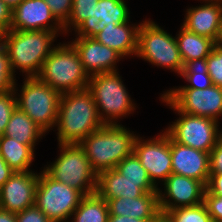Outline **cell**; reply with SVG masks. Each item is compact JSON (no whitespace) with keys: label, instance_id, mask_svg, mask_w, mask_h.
Segmentation results:
<instances>
[{"label":"cell","instance_id":"e575fe53","mask_svg":"<svg viewBox=\"0 0 222 222\" xmlns=\"http://www.w3.org/2000/svg\"><path fill=\"white\" fill-rule=\"evenodd\" d=\"M203 203L213 222L222 221V196L212 195L206 190Z\"/></svg>","mask_w":222,"mask_h":222},{"label":"cell","instance_id":"5b68a950","mask_svg":"<svg viewBox=\"0 0 222 222\" xmlns=\"http://www.w3.org/2000/svg\"><path fill=\"white\" fill-rule=\"evenodd\" d=\"M56 161L44 167L53 179L77 189L84 196L96 193L97 174L90 165L84 149L79 144H59Z\"/></svg>","mask_w":222,"mask_h":222},{"label":"cell","instance_id":"7a4b0ae2","mask_svg":"<svg viewBox=\"0 0 222 222\" xmlns=\"http://www.w3.org/2000/svg\"><path fill=\"white\" fill-rule=\"evenodd\" d=\"M56 32L48 30L19 31L9 29L0 34L13 72L20 69L25 77H36L44 61L55 48Z\"/></svg>","mask_w":222,"mask_h":222},{"label":"cell","instance_id":"5bb4252c","mask_svg":"<svg viewBox=\"0 0 222 222\" xmlns=\"http://www.w3.org/2000/svg\"><path fill=\"white\" fill-rule=\"evenodd\" d=\"M54 21V22H53ZM52 22L53 24H51ZM10 29L19 31L48 30L64 32L44 0H23L12 10Z\"/></svg>","mask_w":222,"mask_h":222},{"label":"cell","instance_id":"836d02e7","mask_svg":"<svg viewBox=\"0 0 222 222\" xmlns=\"http://www.w3.org/2000/svg\"><path fill=\"white\" fill-rule=\"evenodd\" d=\"M55 18L64 25L72 12L73 0H44Z\"/></svg>","mask_w":222,"mask_h":222},{"label":"cell","instance_id":"277c9868","mask_svg":"<svg viewBox=\"0 0 222 222\" xmlns=\"http://www.w3.org/2000/svg\"><path fill=\"white\" fill-rule=\"evenodd\" d=\"M36 77L61 94L86 89L90 79L70 43L57 44Z\"/></svg>","mask_w":222,"mask_h":222},{"label":"cell","instance_id":"9a60e30c","mask_svg":"<svg viewBox=\"0 0 222 222\" xmlns=\"http://www.w3.org/2000/svg\"><path fill=\"white\" fill-rule=\"evenodd\" d=\"M39 174L14 172L0 188V209L17 213L35 205Z\"/></svg>","mask_w":222,"mask_h":222},{"label":"cell","instance_id":"cb8c5ba5","mask_svg":"<svg viewBox=\"0 0 222 222\" xmlns=\"http://www.w3.org/2000/svg\"><path fill=\"white\" fill-rule=\"evenodd\" d=\"M3 135L17 139L19 143L28 145L34 150L37 140L45 135V133L26 113L16 107L11 114Z\"/></svg>","mask_w":222,"mask_h":222},{"label":"cell","instance_id":"6da1fadb","mask_svg":"<svg viewBox=\"0 0 222 222\" xmlns=\"http://www.w3.org/2000/svg\"><path fill=\"white\" fill-rule=\"evenodd\" d=\"M104 125L87 88L61 94L55 125L59 144H79Z\"/></svg>","mask_w":222,"mask_h":222},{"label":"cell","instance_id":"8fae6325","mask_svg":"<svg viewBox=\"0 0 222 222\" xmlns=\"http://www.w3.org/2000/svg\"><path fill=\"white\" fill-rule=\"evenodd\" d=\"M180 112L219 120L222 115V87L212 85L203 90L170 89L163 94Z\"/></svg>","mask_w":222,"mask_h":222},{"label":"cell","instance_id":"44dd1931","mask_svg":"<svg viewBox=\"0 0 222 222\" xmlns=\"http://www.w3.org/2000/svg\"><path fill=\"white\" fill-rule=\"evenodd\" d=\"M129 22L117 25H106L93 38L109 48L116 50L123 57L136 55L138 48V32L141 23L136 26Z\"/></svg>","mask_w":222,"mask_h":222},{"label":"cell","instance_id":"ffe728a7","mask_svg":"<svg viewBox=\"0 0 222 222\" xmlns=\"http://www.w3.org/2000/svg\"><path fill=\"white\" fill-rule=\"evenodd\" d=\"M109 215L129 216L152 221L160 212L158 192L145 193L141 197H117L107 200Z\"/></svg>","mask_w":222,"mask_h":222},{"label":"cell","instance_id":"d4e9b609","mask_svg":"<svg viewBox=\"0 0 222 222\" xmlns=\"http://www.w3.org/2000/svg\"><path fill=\"white\" fill-rule=\"evenodd\" d=\"M0 155L14 172H28L34 160V150L17 139L0 136Z\"/></svg>","mask_w":222,"mask_h":222},{"label":"cell","instance_id":"8992f818","mask_svg":"<svg viewBox=\"0 0 222 222\" xmlns=\"http://www.w3.org/2000/svg\"><path fill=\"white\" fill-rule=\"evenodd\" d=\"M87 89L93 95L104 124H117L118 118L126 117L135 110V104L117 71L90 76Z\"/></svg>","mask_w":222,"mask_h":222},{"label":"cell","instance_id":"d6986e66","mask_svg":"<svg viewBox=\"0 0 222 222\" xmlns=\"http://www.w3.org/2000/svg\"><path fill=\"white\" fill-rule=\"evenodd\" d=\"M203 1H205L204 5L187 9L182 26L190 32L216 42L222 23V2L220 0Z\"/></svg>","mask_w":222,"mask_h":222},{"label":"cell","instance_id":"f546056e","mask_svg":"<svg viewBox=\"0 0 222 222\" xmlns=\"http://www.w3.org/2000/svg\"><path fill=\"white\" fill-rule=\"evenodd\" d=\"M180 76H183L190 85L179 88L205 89L212 86L210 75L202 65L185 66Z\"/></svg>","mask_w":222,"mask_h":222},{"label":"cell","instance_id":"52a82bcc","mask_svg":"<svg viewBox=\"0 0 222 222\" xmlns=\"http://www.w3.org/2000/svg\"><path fill=\"white\" fill-rule=\"evenodd\" d=\"M23 84L19 98L16 95L17 108L46 133L56 125L61 93L37 77H26Z\"/></svg>","mask_w":222,"mask_h":222},{"label":"cell","instance_id":"1f68e13d","mask_svg":"<svg viewBox=\"0 0 222 222\" xmlns=\"http://www.w3.org/2000/svg\"><path fill=\"white\" fill-rule=\"evenodd\" d=\"M202 66L210 75L212 84L222 87V47L215 45Z\"/></svg>","mask_w":222,"mask_h":222},{"label":"cell","instance_id":"d6a6232c","mask_svg":"<svg viewBox=\"0 0 222 222\" xmlns=\"http://www.w3.org/2000/svg\"><path fill=\"white\" fill-rule=\"evenodd\" d=\"M16 84L14 90L0 93V136L4 134L6 126L10 120L12 112L17 107L16 105Z\"/></svg>","mask_w":222,"mask_h":222},{"label":"cell","instance_id":"ee69618b","mask_svg":"<svg viewBox=\"0 0 222 222\" xmlns=\"http://www.w3.org/2000/svg\"><path fill=\"white\" fill-rule=\"evenodd\" d=\"M12 10L23 0H2Z\"/></svg>","mask_w":222,"mask_h":222},{"label":"cell","instance_id":"83f0119b","mask_svg":"<svg viewBox=\"0 0 222 222\" xmlns=\"http://www.w3.org/2000/svg\"><path fill=\"white\" fill-rule=\"evenodd\" d=\"M167 213L174 222H213L203 202L195 206L178 207Z\"/></svg>","mask_w":222,"mask_h":222},{"label":"cell","instance_id":"7c38bea8","mask_svg":"<svg viewBox=\"0 0 222 222\" xmlns=\"http://www.w3.org/2000/svg\"><path fill=\"white\" fill-rule=\"evenodd\" d=\"M141 139L136 137L133 152L147 170L151 182L157 186L158 180L164 182L172 174L170 137L164 131L155 138Z\"/></svg>","mask_w":222,"mask_h":222},{"label":"cell","instance_id":"d590c367","mask_svg":"<svg viewBox=\"0 0 222 222\" xmlns=\"http://www.w3.org/2000/svg\"><path fill=\"white\" fill-rule=\"evenodd\" d=\"M16 222H52L36 205L16 213Z\"/></svg>","mask_w":222,"mask_h":222},{"label":"cell","instance_id":"ac0fdd59","mask_svg":"<svg viewBox=\"0 0 222 222\" xmlns=\"http://www.w3.org/2000/svg\"><path fill=\"white\" fill-rule=\"evenodd\" d=\"M149 192H158V186L151 181L128 180L115 168L102 171L97 176L96 193L106 201L117 197H141Z\"/></svg>","mask_w":222,"mask_h":222},{"label":"cell","instance_id":"7bdbcfd3","mask_svg":"<svg viewBox=\"0 0 222 222\" xmlns=\"http://www.w3.org/2000/svg\"><path fill=\"white\" fill-rule=\"evenodd\" d=\"M152 222H174V220L167 212L160 211Z\"/></svg>","mask_w":222,"mask_h":222},{"label":"cell","instance_id":"ba28073f","mask_svg":"<svg viewBox=\"0 0 222 222\" xmlns=\"http://www.w3.org/2000/svg\"><path fill=\"white\" fill-rule=\"evenodd\" d=\"M137 57L151 64L182 73V62L176 37H172L154 21L141 23L138 32Z\"/></svg>","mask_w":222,"mask_h":222},{"label":"cell","instance_id":"e0dca14e","mask_svg":"<svg viewBox=\"0 0 222 222\" xmlns=\"http://www.w3.org/2000/svg\"><path fill=\"white\" fill-rule=\"evenodd\" d=\"M172 173L207 185L210 176L209 153L177 143L170 138Z\"/></svg>","mask_w":222,"mask_h":222},{"label":"cell","instance_id":"4316f807","mask_svg":"<svg viewBox=\"0 0 222 222\" xmlns=\"http://www.w3.org/2000/svg\"><path fill=\"white\" fill-rule=\"evenodd\" d=\"M130 12L124 0H99L96 5L95 22L100 31L106 25H117L129 21Z\"/></svg>","mask_w":222,"mask_h":222},{"label":"cell","instance_id":"8d00e7d4","mask_svg":"<svg viewBox=\"0 0 222 222\" xmlns=\"http://www.w3.org/2000/svg\"><path fill=\"white\" fill-rule=\"evenodd\" d=\"M210 174H222V138L209 153Z\"/></svg>","mask_w":222,"mask_h":222},{"label":"cell","instance_id":"4fadbf2b","mask_svg":"<svg viewBox=\"0 0 222 222\" xmlns=\"http://www.w3.org/2000/svg\"><path fill=\"white\" fill-rule=\"evenodd\" d=\"M163 185L164 193L158 188L160 211L167 212L203 202L206 185L201 181L172 173Z\"/></svg>","mask_w":222,"mask_h":222},{"label":"cell","instance_id":"2e32d148","mask_svg":"<svg viewBox=\"0 0 222 222\" xmlns=\"http://www.w3.org/2000/svg\"><path fill=\"white\" fill-rule=\"evenodd\" d=\"M77 51L81 63L89 76L116 72V63L123 56L116 50L103 45L94 38L76 37L69 42Z\"/></svg>","mask_w":222,"mask_h":222},{"label":"cell","instance_id":"b9f144b4","mask_svg":"<svg viewBox=\"0 0 222 222\" xmlns=\"http://www.w3.org/2000/svg\"><path fill=\"white\" fill-rule=\"evenodd\" d=\"M0 222H16V213L0 209Z\"/></svg>","mask_w":222,"mask_h":222},{"label":"cell","instance_id":"9c48e42d","mask_svg":"<svg viewBox=\"0 0 222 222\" xmlns=\"http://www.w3.org/2000/svg\"><path fill=\"white\" fill-rule=\"evenodd\" d=\"M163 102L176 111L180 117L173 122L165 132L175 142L210 153L216 143L222 138L218 121L180 112L163 94Z\"/></svg>","mask_w":222,"mask_h":222},{"label":"cell","instance_id":"f6af8a7d","mask_svg":"<svg viewBox=\"0 0 222 222\" xmlns=\"http://www.w3.org/2000/svg\"><path fill=\"white\" fill-rule=\"evenodd\" d=\"M216 45L222 47V23H221V26H220V31H219L218 38L216 40Z\"/></svg>","mask_w":222,"mask_h":222},{"label":"cell","instance_id":"3957f363","mask_svg":"<svg viewBox=\"0 0 222 222\" xmlns=\"http://www.w3.org/2000/svg\"><path fill=\"white\" fill-rule=\"evenodd\" d=\"M136 137L122 124H105L84 138L79 145L98 175L102 171L116 168L118 163L131 155Z\"/></svg>","mask_w":222,"mask_h":222},{"label":"cell","instance_id":"ab89813d","mask_svg":"<svg viewBox=\"0 0 222 222\" xmlns=\"http://www.w3.org/2000/svg\"><path fill=\"white\" fill-rule=\"evenodd\" d=\"M13 173L14 171L8 166L6 161L0 155V188Z\"/></svg>","mask_w":222,"mask_h":222},{"label":"cell","instance_id":"60d3db41","mask_svg":"<svg viewBox=\"0 0 222 222\" xmlns=\"http://www.w3.org/2000/svg\"><path fill=\"white\" fill-rule=\"evenodd\" d=\"M108 222H152L142 219H136L129 216L109 215Z\"/></svg>","mask_w":222,"mask_h":222},{"label":"cell","instance_id":"f35d334b","mask_svg":"<svg viewBox=\"0 0 222 222\" xmlns=\"http://www.w3.org/2000/svg\"><path fill=\"white\" fill-rule=\"evenodd\" d=\"M206 190L215 196H222V174H210Z\"/></svg>","mask_w":222,"mask_h":222},{"label":"cell","instance_id":"30bf717a","mask_svg":"<svg viewBox=\"0 0 222 222\" xmlns=\"http://www.w3.org/2000/svg\"><path fill=\"white\" fill-rule=\"evenodd\" d=\"M84 195L75 188L51 178L44 170L39 173L35 205L52 221L68 220Z\"/></svg>","mask_w":222,"mask_h":222},{"label":"cell","instance_id":"74e56055","mask_svg":"<svg viewBox=\"0 0 222 222\" xmlns=\"http://www.w3.org/2000/svg\"><path fill=\"white\" fill-rule=\"evenodd\" d=\"M12 9L0 0V34L10 29Z\"/></svg>","mask_w":222,"mask_h":222},{"label":"cell","instance_id":"484cf974","mask_svg":"<svg viewBox=\"0 0 222 222\" xmlns=\"http://www.w3.org/2000/svg\"><path fill=\"white\" fill-rule=\"evenodd\" d=\"M71 222H108L109 207L97 193L84 196L72 214Z\"/></svg>","mask_w":222,"mask_h":222},{"label":"cell","instance_id":"f1b7e54d","mask_svg":"<svg viewBox=\"0 0 222 222\" xmlns=\"http://www.w3.org/2000/svg\"><path fill=\"white\" fill-rule=\"evenodd\" d=\"M115 169L128 180L151 181L147 170L142 166L134 152L118 163Z\"/></svg>","mask_w":222,"mask_h":222},{"label":"cell","instance_id":"603a6c76","mask_svg":"<svg viewBox=\"0 0 222 222\" xmlns=\"http://www.w3.org/2000/svg\"><path fill=\"white\" fill-rule=\"evenodd\" d=\"M99 0H73L72 12L63 25L67 34L73 27L76 37L93 38L100 32L98 22H95L96 5ZM72 26V27H71ZM70 27V28H69Z\"/></svg>","mask_w":222,"mask_h":222},{"label":"cell","instance_id":"7402d4cb","mask_svg":"<svg viewBox=\"0 0 222 222\" xmlns=\"http://www.w3.org/2000/svg\"><path fill=\"white\" fill-rule=\"evenodd\" d=\"M176 40L184 67L202 65L216 45L213 39L190 32L183 26Z\"/></svg>","mask_w":222,"mask_h":222},{"label":"cell","instance_id":"4dcf8cb0","mask_svg":"<svg viewBox=\"0 0 222 222\" xmlns=\"http://www.w3.org/2000/svg\"><path fill=\"white\" fill-rule=\"evenodd\" d=\"M14 74L6 47L0 40V93L14 90L16 78Z\"/></svg>","mask_w":222,"mask_h":222}]
</instances>
